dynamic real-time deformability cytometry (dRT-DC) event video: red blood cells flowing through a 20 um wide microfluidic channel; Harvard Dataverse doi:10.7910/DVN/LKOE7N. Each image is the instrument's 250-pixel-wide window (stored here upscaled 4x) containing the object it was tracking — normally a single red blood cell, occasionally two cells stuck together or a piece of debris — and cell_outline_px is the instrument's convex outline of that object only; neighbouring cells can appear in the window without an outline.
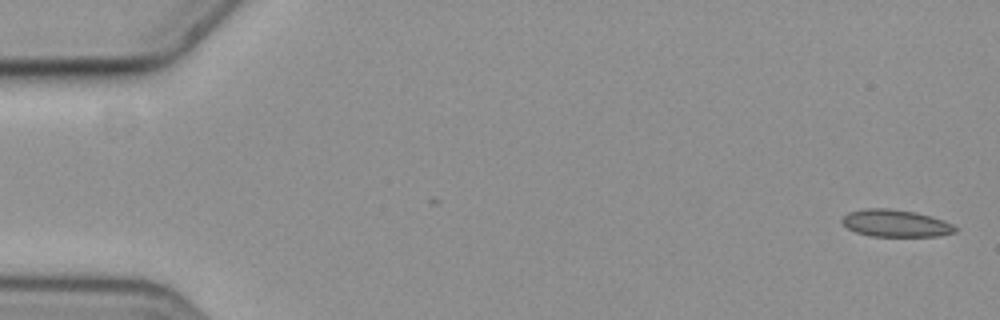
{"species": "common noctule bat (a hibernating species)", "species_latin": "Nyctalus noctula", "temperature_condition": "cold", "stored_images_in_passage": 58, "camera_frame_rate_fps": 3000, "um_per_image_px": 0.085, "animal": {"sex": "female", "body_mass_g": 19.3, "forearm_length_mm": 54.1}, "frame": {"image": 1, "passage_image": 1, "time_ms": 0.0, "image_size_px": [1000, 320], "cell_outline_px": [[956, 232], [936, 236], [872, 236], [856, 232], [848, 228], [840, 220], [848, 212], [868, 208], [888, 208], [916, 212], [932, 216], [944, 220], [952, 224], [956, 228]], "centroid_in_image_um": [76.13, 18.97], "position_along_channel_um": 8.9, "area_um2": 17.86}}
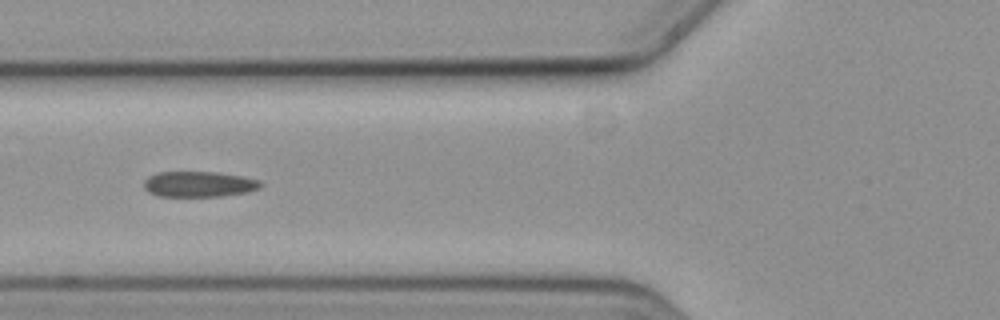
{"frame": {"image": 2, "passage_image": 22, "time_ms": 7.0, "image_size_px": [1000, 320], "cell_outline_px": [[264, 184], [260, 188], [248, 192], [220, 196], [156, 196], [148, 192], [144, 188], [144, 180], [148, 176], [156, 172], [216, 172], [240, 176], [260, 180]], "centroid_in_image_um": [16.89, 15.65], "position_along_channel_um": 108.9, "area_um2": 17.51}}
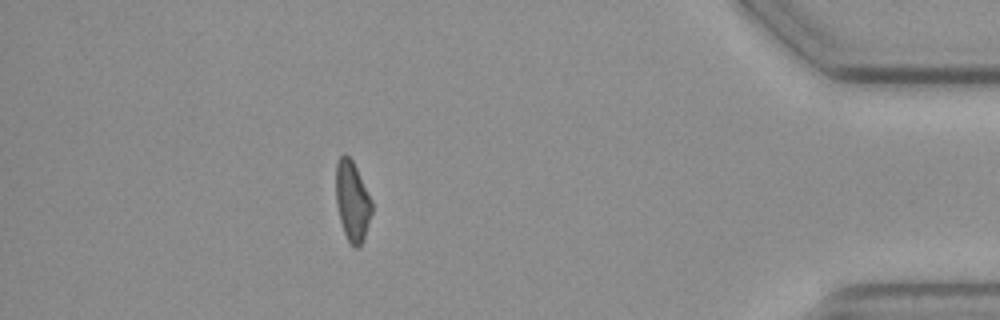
{"frame": {"image": 3, "passage_image": 51, "time_ms": 16.667, "image_size_px": [1000, 320], "cell_outline_px": [[372, 212], [364, 240], [360, 248], [352, 248], [344, 232], [340, 220], [336, 204], [336, 164], [340, 156], [344, 152], [352, 160], [372, 200]], "centroid_in_image_um": [29.95, 17.14], "position_along_channel_um": 405.3, "area_um2": 16.88}, "authors_computed_cell_mechanics": {"area_um2": 17.8024, "velocity_mm_per_s": 3.5792, "shape_relaxation_time_tau1_ms": 11.1849, "shape_relaxation_time_tau2_ms": 4.0208, "deformation_change_tau1": 0.202, "deformation_change_tau2": 0.126}}